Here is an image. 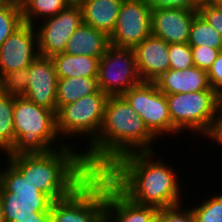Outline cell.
<instances>
[{"instance_id": "cell-1", "label": "cell", "mask_w": 222, "mask_h": 222, "mask_svg": "<svg viewBox=\"0 0 222 222\" xmlns=\"http://www.w3.org/2000/svg\"><path fill=\"white\" fill-rule=\"evenodd\" d=\"M153 156V151L125 154L103 174L137 204L157 209L183 204L173 165L165 164L163 158L155 161Z\"/></svg>"}, {"instance_id": "cell-2", "label": "cell", "mask_w": 222, "mask_h": 222, "mask_svg": "<svg viewBox=\"0 0 222 222\" xmlns=\"http://www.w3.org/2000/svg\"><path fill=\"white\" fill-rule=\"evenodd\" d=\"M156 139L122 95L109 96L98 136L82 157L91 173L103 174L125 154L154 151Z\"/></svg>"}, {"instance_id": "cell-3", "label": "cell", "mask_w": 222, "mask_h": 222, "mask_svg": "<svg viewBox=\"0 0 222 222\" xmlns=\"http://www.w3.org/2000/svg\"><path fill=\"white\" fill-rule=\"evenodd\" d=\"M69 144L47 153L7 155L9 161L35 187L53 201L68 197L92 173L82 153Z\"/></svg>"}, {"instance_id": "cell-4", "label": "cell", "mask_w": 222, "mask_h": 222, "mask_svg": "<svg viewBox=\"0 0 222 222\" xmlns=\"http://www.w3.org/2000/svg\"><path fill=\"white\" fill-rule=\"evenodd\" d=\"M13 119L15 145L6 155L47 153L67 145L57 141L61 139L56 127V113L24 96H14ZM54 142L55 146L52 145Z\"/></svg>"}, {"instance_id": "cell-5", "label": "cell", "mask_w": 222, "mask_h": 222, "mask_svg": "<svg viewBox=\"0 0 222 222\" xmlns=\"http://www.w3.org/2000/svg\"><path fill=\"white\" fill-rule=\"evenodd\" d=\"M0 169V196L6 222L37 219V212L51 211L53 200L35 187L9 162Z\"/></svg>"}, {"instance_id": "cell-6", "label": "cell", "mask_w": 222, "mask_h": 222, "mask_svg": "<svg viewBox=\"0 0 222 222\" xmlns=\"http://www.w3.org/2000/svg\"><path fill=\"white\" fill-rule=\"evenodd\" d=\"M166 98L172 125L179 133L187 129L209 137L220 116L215 90L166 94Z\"/></svg>"}, {"instance_id": "cell-7", "label": "cell", "mask_w": 222, "mask_h": 222, "mask_svg": "<svg viewBox=\"0 0 222 222\" xmlns=\"http://www.w3.org/2000/svg\"><path fill=\"white\" fill-rule=\"evenodd\" d=\"M105 203L106 176L92 173L68 197L53 201L51 216L57 222H99Z\"/></svg>"}, {"instance_id": "cell-8", "label": "cell", "mask_w": 222, "mask_h": 222, "mask_svg": "<svg viewBox=\"0 0 222 222\" xmlns=\"http://www.w3.org/2000/svg\"><path fill=\"white\" fill-rule=\"evenodd\" d=\"M108 98V95L98 89L95 93L80 98L74 103L61 106L56 112L59 137L83 135L88 137L86 139L90 144L101 129Z\"/></svg>"}, {"instance_id": "cell-9", "label": "cell", "mask_w": 222, "mask_h": 222, "mask_svg": "<svg viewBox=\"0 0 222 222\" xmlns=\"http://www.w3.org/2000/svg\"><path fill=\"white\" fill-rule=\"evenodd\" d=\"M98 89L108 96H120L142 82L134 50L110 45L100 58L97 72Z\"/></svg>"}, {"instance_id": "cell-10", "label": "cell", "mask_w": 222, "mask_h": 222, "mask_svg": "<svg viewBox=\"0 0 222 222\" xmlns=\"http://www.w3.org/2000/svg\"><path fill=\"white\" fill-rule=\"evenodd\" d=\"M142 118L148 130L157 138L165 133L175 136L179 132L172 125L166 94L155 82H141L122 95Z\"/></svg>"}, {"instance_id": "cell-11", "label": "cell", "mask_w": 222, "mask_h": 222, "mask_svg": "<svg viewBox=\"0 0 222 222\" xmlns=\"http://www.w3.org/2000/svg\"><path fill=\"white\" fill-rule=\"evenodd\" d=\"M82 23V9L77 0L55 16L42 20L41 27L35 26L40 56L63 53L68 39Z\"/></svg>"}, {"instance_id": "cell-12", "label": "cell", "mask_w": 222, "mask_h": 222, "mask_svg": "<svg viewBox=\"0 0 222 222\" xmlns=\"http://www.w3.org/2000/svg\"><path fill=\"white\" fill-rule=\"evenodd\" d=\"M151 13L146 0H124L113 33L109 37L110 45L133 49L150 36Z\"/></svg>"}, {"instance_id": "cell-13", "label": "cell", "mask_w": 222, "mask_h": 222, "mask_svg": "<svg viewBox=\"0 0 222 222\" xmlns=\"http://www.w3.org/2000/svg\"><path fill=\"white\" fill-rule=\"evenodd\" d=\"M39 55L35 26L24 23L0 46V80L12 71L29 67Z\"/></svg>"}, {"instance_id": "cell-14", "label": "cell", "mask_w": 222, "mask_h": 222, "mask_svg": "<svg viewBox=\"0 0 222 222\" xmlns=\"http://www.w3.org/2000/svg\"><path fill=\"white\" fill-rule=\"evenodd\" d=\"M57 81V73L51 58L39 55L29 65V82L23 96L56 113Z\"/></svg>"}, {"instance_id": "cell-15", "label": "cell", "mask_w": 222, "mask_h": 222, "mask_svg": "<svg viewBox=\"0 0 222 222\" xmlns=\"http://www.w3.org/2000/svg\"><path fill=\"white\" fill-rule=\"evenodd\" d=\"M198 10L158 8L151 13V34L168 44L188 43Z\"/></svg>"}, {"instance_id": "cell-16", "label": "cell", "mask_w": 222, "mask_h": 222, "mask_svg": "<svg viewBox=\"0 0 222 222\" xmlns=\"http://www.w3.org/2000/svg\"><path fill=\"white\" fill-rule=\"evenodd\" d=\"M133 50L142 82H155L169 69V44L164 40L151 34Z\"/></svg>"}, {"instance_id": "cell-17", "label": "cell", "mask_w": 222, "mask_h": 222, "mask_svg": "<svg viewBox=\"0 0 222 222\" xmlns=\"http://www.w3.org/2000/svg\"><path fill=\"white\" fill-rule=\"evenodd\" d=\"M105 211L116 222H156L158 209L131 201L106 177Z\"/></svg>"}, {"instance_id": "cell-18", "label": "cell", "mask_w": 222, "mask_h": 222, "mask_svg": "<svg viewBox=\"0 0 222 222\" xmlns=\"http://www.w3.org/2000/svg\"><path fill=\"white\" fill-rule=\"evenodd\" d=\"M155 83L164 94L213 90L210 86L207 71L196 66L183 70L169 68Z\"/></svg>"}, {"instance_id": "cell-19", "label": "cell", "mask_w": 222, "mask_h": 222, "mask_svg": "<svg viewBox=\"0 0 222 222\" xmlns=\"http://www.w3.org/2000/svg\"><path fill=\"white\" fill-rule=\"evenodd\" d=\"M124 0H77L82 9L83 23L103 32L113 33Z\"/></svg>"}, {"instance_id": "cell-20", "label": "cell", "mask_w": 222, "mask_h": 222, "mask_svg": "<svg viewBox=\"0 0 222 222\" xmlns=\"http://www.w3.org/2000/svg\"><path fill=\"white\" fill-rule=\"evenodd\" d=\"M109 46L110 39L106 34L82 23L68 39L64 53L101 58Z\"/></svg>"}, {"instance_id": "cell-21", "label": "cell", "mask_w": 222, "mask_h": 222, "mask_svg": "<svg viewBox=\"0 0 222 222\" xmlns=\"http://www.w3.org/2000/svg\"><path fill=\"white\" fill-rule=\"evenodd\" d=\"M58 78L97 77L100 58L58 53L50 57Z\"/></svg>"}, {"instance_id": "cell-22", "label": "cell", "mask_w": 222, "mask_h": 222, "mask_svg": "<svg viewBox=\"0 0 222 222\" xmlns=\"http://www.w3.org/2000/svg\"><path fill=\"white\" fill-rule=\"evenodd\" d=\"M97 77L58 78L57 110L64 105L74 103L80 98L91 95L98 90Z\"/></svg>"}, {"instance_id": "cell-23", "label": "cell", "mask_w": 222, "mask_h": 222, "mask_svg": "<svg viewBox=\"0 0 222 222\" xmlns=\"http://www.w3.org/2000/svg\"><path fill=\"white\" fill-rule=\"evenodd\" d=\"M14 96L0 90V151L6 154L15 145Z\"/></svg>"}, {"instance_id": "cell-24", "label": "cell", "mask_w": 222, "mask_h": 222, "mask_svg": "<svg viewBox=\"0 0 222 222\" xmlns=\"http://www.w3.org/2000/svg\"><path fill=\"white\" fill-rule=\"evenodd\" d=\"M74 0H30L22 8L23 22L25 24L37 25V19L44 20L55 16L65 9ZM35 20V22H34Z\"/></svg>"}, {"instance_id": "cell-25", "label": "cell", "mask_w": 222, "mask_h": 222, "mask_svg": "<svg viewBox=\"0 0 222 222\" xmlns=\"http://www.w3.org/2000/svg\"><path fill=\"white\" fill-rule=\"evenodd\" d=\"M188 44L208 46L222 51V36L198 12L191 25Z\"/></svg>"}, {"instance_id": "cell-26", "label": "cell", "mask_w": 222, "mask_h": 222, "mask_svg": "<svg viewBox=\"0 0 222 222\" xmlns=\"http://www.w3.org/2000/svg\"><path fill=\"white\" fill-rule=\"evenodd\" d=\"M24 24L22 9L12 0L0 9V46Z\"/></svg>"}, {"instance_id": "cell-27", "label": "cell", "mask_w": 222, "mask_h": 222, "mask_svg": "<svg viewBox=\"0 0 222 222\" xmlns=\"http://www.w3.org/2000/svg\"><path fill=\"white\" fill-rule=\"evenodd\" d=\"M195 222H222V193L191 208Z\"/></svg>"}, {"instance_id": "cell-28", "label": "cell", "mask_w": 222, "mask_h": 222, "mask_svg": "<svg viewBox=\"0 0 222 222\" xmlns=\"http://www.w3.org/2000/svg\"><path fill=\"white\" fill-rule=\"evenodd\" d=\"M29 82V67L17 69L0 80V90L12 96H23Z\"/></svg>"}, {"instance_id": "cell-29", "label": "cell", "mask_w": 222, "mask_h": 222, "mask_svg": "<svg viewBox=\"0 0 222 222\" xmlns=\"http://www.w3.org/2000/svg\"><path fill=\"white\" fill-rule=\"evenodd\" d=\"M170 69L183 70L194 66L191 46L188 43L169 44Z\"/></svg>"}, {"instance_id": "cell-30", "label": "cell", "mask_w": 222, "mask_h": 222, "mask_svg": "<svg viewBox=\"0 0 222 222\" xmlns=\"http://www.w3.org/2000/svg\"><path fill=\"white\" fill-rule=\"evenodd\" d=\"M198 12L222 36V6L215 0H201Z\"/></svg>"}, {"instance_id": "cell-31", "label": "cell", "mask_w": 222, "mask_h": 222, "mask_svg": "<svg viewBox=\"0 0 222 222\" xmlns=\"http://www.w3.org/2000/svg\"><path fill=\"white\" fill-rule=\"evenodd\" d=\"M182 204L160 208L157 211L156 222H195L191 209H181Z\"/></svg>"}, {"instance_id": "cell-32", "label": "cell", "mask_w": 222, "mask_h": 222, "mask_svg": "<svg viewBox=\"0 0 222 222\" xmlns=\"http://www.w3.org/2000/svg\"><path fill=\"white\" fill-rule=\"evenodd\" d=\"M221 50L208 46H191V53L194 66L208 71L213 62L217 59Z\"/></svg>"}, {"instance_id": "cell-33", "label": "cell", "mask_w": 222, "mask_h": 222, "mask_svg": "<svg viewBox=\"0 0 222 222\" xmlns=\"http://www.w3.org/2000/svg\"><path fill=\"white\" fill-rule=\"evenodd\" d=\"M151 10L158 8H179L198 10L200 0H146Z\"/></svg>"}, {"instance_id": "cell-34", "label": "cell", "mask_w": 222, "mask_h": 222, "mask_svg": "<svg viewBox=\"0 0 222 222\" xmlns=\"http://www.w3.org/2000/svg\"><path fill=\"white\" fill-rule=\"evenodd\" d=\"M210 86L217 93L222 89V51L207 71Z\"/></svg>"}, {"instance_id": "cell-35", "label": "cell", "mask_w": 222, "mask_h": 222, "mask_svg": "<svg viewBox=\"0 0 222 222\" xmlns=\"http://www.w3.org/2000/svg\"><path fill=\"white\" fill-rule=\"evenodd\" d=\"M209 138L212 139L217 144L222 145V114H220L219 119L216 121L212 133L209 135Z\"/></svg>"}, {"instance_id": "cell-36", "label": "cell", "mask_w": 222, "mask_h": 222, "mask_svg": "<svg viewBox=\"0 0 222 222\" xmlns=\"http://www.w3.org/2000/svg\"><path fill=\"white\" fill-rule=\"evenodd\" d=\"M51 211L37 212V219L15 220L14 222H47Z\"/></svg>"}, {"instance_id": "cell-37", "label": "cell", "mask_w": 222, "mask_h": 222, "mask_svg": "<svg viewBox=\"0 0 222 222\" xmlns=\"http://www.w3.org/2000/svg\"><path fill=\"white\" fill-rule=\"evenodd\" d=\"M99 222H116L106 211L100 218Z\"/></svg>"}, {"instance_id": "cell-38", "label": "cell", "mask_w": 222, "mask_h": 222, "mask_svg": "<svg viewBox=\"0 0 222 222\" xmlns=\"http://www.w3.org/2000/svg\"><path fill=\"white\" fill-rule=\"evenodd\" d=\"M219 112L222 114V89L218 92Z\"/></svg>"}, {"instance_id": "cell-39", "label": "cell", "mask_w": 222, "mask_h": 222, "mask_svg": "<svg viewBox=\"0 0 222 222\" xmlns=\"http://www.w3.org/2000/svg\"><path fill=\"white\" fill-rule=\"evenodd\" d=\"M21 9L30 1V0H13Z\"/></svg>"}, {"instance_id": "cell-40", "label": "cell", "mask_w": 222, "mask_h": 222, "mask_svg": "<svg viewBox=\"0 0 222 222\" xmlns=\"http://www.w3.org/2000/svg\"><path fill=\"white\" fill-rule=\"evenodd\" d=\"M0 222H6L5 217H4V213H3L1 196H0Z\"/></svg>"}, {"instance_id": "cell-41", "label": "cell", "mask_w": 222, "mask_h": 222, "mask_svg": "<svg viewBox=\"0 0 222 222\" xmlns=\"http://www.w3.org/2000/svg\"><path fill=\"white\" fill-rule=\"evenodd\" d=\"M12 0H0V9L6 6Z\"/></svg>"}, {"instance_id": "cell-42", "label": "cell", "mask_w": 222, "mask_h": 222, "mask_svg": "<svg viewBox=\"0 0 222 222\" xmlns=\"http://www.w3.org/2000/svg\"><path fill=\"white\" fill-rule=\"evenodd\" d=\"M47 222H57V221L50 215Z\"/></svg>"}, {"instance_id": "cell-43", "label": "cell", "mask_w": 222, "mask_h": 222, "mask_svg": "<svg viewBox=\"0 0 222 222\" xmlns=\"http://www.w3.org/2000/svg\"><path fill=\"white\" fill-rule=\"evenodd\" d=\"M215 1L218 2L222 6V0H215Z\"/></svg>"}]
</instances>
